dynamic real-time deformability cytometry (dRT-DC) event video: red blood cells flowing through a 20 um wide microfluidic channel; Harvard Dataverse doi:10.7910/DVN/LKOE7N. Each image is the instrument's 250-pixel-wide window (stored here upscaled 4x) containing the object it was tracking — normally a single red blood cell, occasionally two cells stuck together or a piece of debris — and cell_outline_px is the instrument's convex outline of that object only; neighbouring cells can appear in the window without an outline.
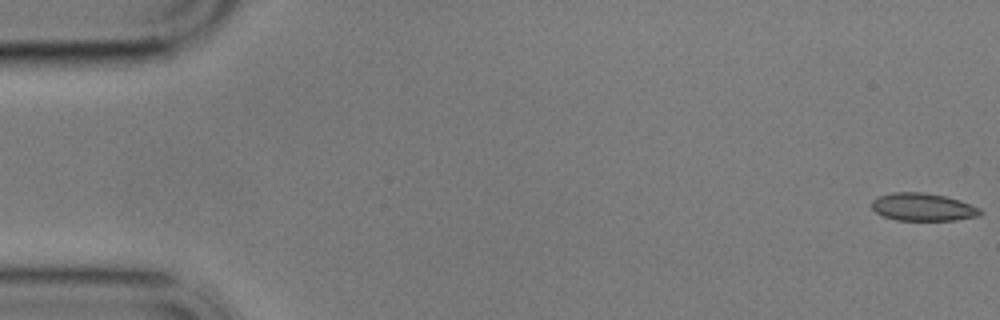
{"species": "common noctule bat (a hibernating species)", "species_latin": "Nyctalus noctula", "temperature_condition": "cold", "stored_images_in_passage": 6, "camera_frame_rate_fps": 3000, "um_per_image_px": 0.085, "animal": {"sex": "male", "body_mass_g": 17.9}, "frame": {"image": 1, "passage_image": 1, "time_ms": 0.0, "image_size_px": [1000, 320], "cell_outline_px": [[984, 212], [980, 216], [952, 220], [896, 220], [884, 216], [876, 212], [872, 208], [872, 200], [876, 196], [892, 192], [924, 192], [944, 196], [960, 200], [980, 208]], "centroid_in_image_um": [78.45, 17.59], "position_along_channel_um": 6.6, "area_um2": 17.63}}
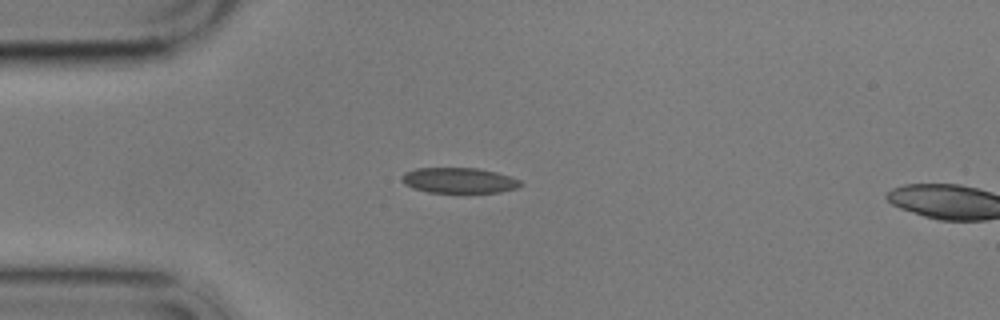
{"frame": {"image": 2, "passage_image": 5, "time_ms": 4.667, "image_size_px": [1000, 320], "cell_outline_px": [[524, 184], [516, 188], [500, 192], [428, 192], [412, 188], [404, 184], [400, 176], [404, 172], [416, 168], [476, 168], [496, 172], [520, 180]], "centroid_in_image_um": [38.98, 15.33], "position_along_channel_um": 46.0, "area_um2": 17.57}}